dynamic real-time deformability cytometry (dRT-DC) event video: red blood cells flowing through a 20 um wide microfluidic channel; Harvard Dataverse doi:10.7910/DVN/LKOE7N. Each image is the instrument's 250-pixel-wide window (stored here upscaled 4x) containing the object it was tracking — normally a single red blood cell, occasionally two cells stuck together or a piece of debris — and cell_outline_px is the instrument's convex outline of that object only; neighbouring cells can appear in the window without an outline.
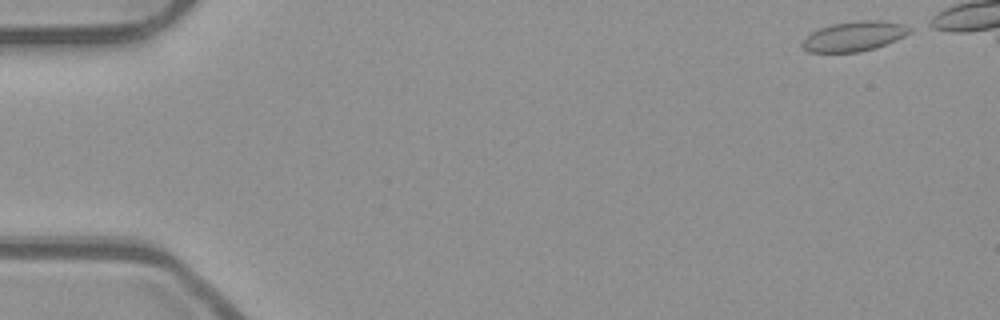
{"species": "common noctule bat (a hibernating species)", "species_latin": "Nyctalus noctula", "temperature_condition": "room temperature", "stored_images_in_passage": 45, "camera_frame_rate_fps": 3000, "um_per_image_px": 0.085, "animal": {"sex": "male", "body_mass_g": 23.1, "forearm_length_mm": 52.7}, "frame": {"image": 1, "passage_image": 1, "time_ms": 0.0, "image_size_px": [1000, 320], "cell_outline_px": [[912, 32], [896, 40], [876, 48], [860, 52], [808, 52], [800, 44], [812, 32], [820, 28], [832, 24], [860, 20], [880, 20], [904, 24], [912, 28]], "centroid_in_image_um": [72.64, 3.08], "position_along_channel_um": 12.4, "area_um2": 18.67}}
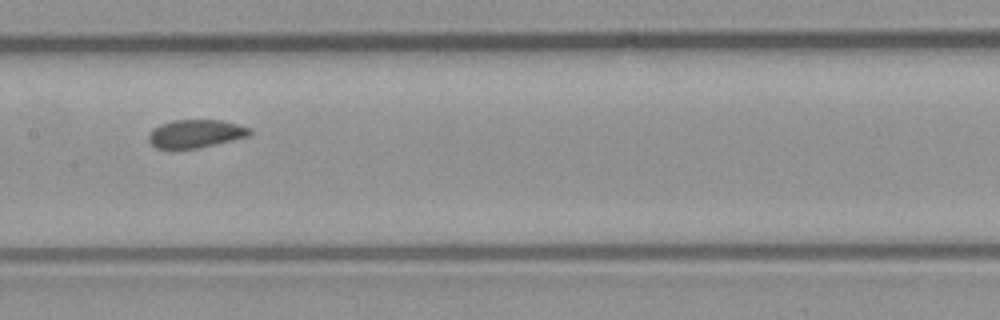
{"frame": {"image": 2, "passage_image": 25, "time_ms": 8.0, "image_size_px": [1000, 320], "cell_outline_px": [[252, 132], [248, 136], [232, 140], [196, 148], [156, 148], [148, 140], [148, 136], [152, 128], [160, 124], [172, 120], [220, 120], [252, 128]], "centroid_in_image_um": [16.61, 11.35], "position_along_channel_um": 190.8, "area_um2": 16.42}}
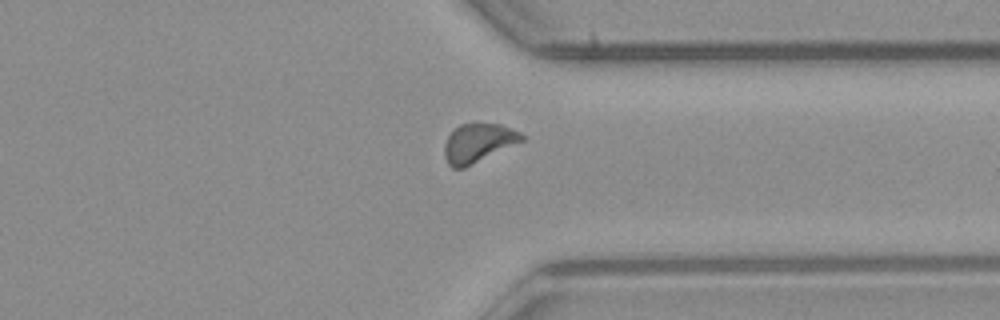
{"frame": {"image": 3, "passage_image": 39, "time_ms": 12.667, "image_size_px": [1000, 320], "cell_outline_px": [[524, 140], [464, 168], [452, 168], [448, 164], [444, 156], [444, 144], [448, 136], [460, 124], [500, 124], [520, 132], [524, 136]], "centroid_in_image_um": [40.63, 12.16], "position_along_channel_um": 370.8, "area_um2": 17.22}, "authors_computed_cell_mechanics": {"area_um2": 17.34, "velocity_mm_per_s": 3.886, "shape_relaxation_time_tau1_ms": null, "shape_relaxation_time_tau2_ms": 1.5573, "deformation_change_tau1": null, "deformation_change_tau2": 0.0767}}